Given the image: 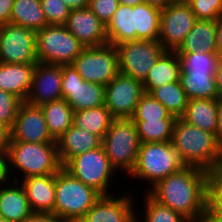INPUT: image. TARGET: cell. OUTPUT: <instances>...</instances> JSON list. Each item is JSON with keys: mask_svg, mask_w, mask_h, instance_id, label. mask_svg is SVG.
Here are the masks:
<instances>
[{"mask_svg": "<svg viewBox=\"0 0 222 222\" xmlns=\"http://www.w3.org/2000/svg\"><path fill=\"white\" fill-rule=\"evenodd\" d=\"M129 222H143L141 219H139L138 214L136 213Z\"/></svg>", "mask_w": 222, "mask_h": 222, "instance_id": "53", "label": "cell"}, {"mask_svg": "<svg viewBox=\"0 0 222 222\" xmlns=\"http://www.w3.org/2000/svg\"><path fill=\"white\" fill-rule=\"evenodd\" d=\"M216 20L197 19L184 41L175 50L176 54L194 51L217 53Z\"/></svg>", "mask_w": 222, "mask_h": 222, "instance_id": "25", "label": "cell"}, {"mask_svg": "<svg viewBox=\"0 0 222 222\" xmlns=\"http://www.w3.org/2000/svg\"><path fill=\"white\" fill-rule=\"evenodd\" d=\"M36 32L20 25L1 26L0 63H37Z\"/></svg>", "mask_w": 222, "mask_h": 222, "instance_id": "13", "label": "cell"}, {"mask_svg": "<svg viewBox=\"0 0 222 222\" xmlns=\"http://www.w3.org/2000/svg\"><path fill=\"white\" fill-rule=\"evenodd\" d=\"M72 65L85 81L102 86H106L120 72L118 51L109 43L84 48Z\"/></svg>", "mask_w": 222, "mask_h": 222, "instance_id": "9", "label": "cell"}, {"mask_svg": "<svg viewBox=\"0 0 222 222\" xmlns=\"http://www.w3.org/2000/svg\"><path fill=\"white\" fill-rule=\"evenodd\" d=\"M106 32L108 43L114 46L122 42L136 40L133 7L120 4L106 25Z\"/></svg>", "mask_w": 222, "mask_h": 222, "instance_id": "27", "label": "cell"}, {"mask_svg": "<svg viewBox=\"0 0 222 222\" xmlns=\"http://www.w3.org/2000/svg\"><path fill=\"white\" fill-rule=\"evenodd\" d=\"M48 25H65L71 9L63 0H40Z\"/></svg>", "mask_w": 222, "mask_h": 222, "instance_id": "38", "label": "cell"}, {"mask_svg": "<svg viewBox=\"0 0 222 222\" xmlns=\"http://www.w3.org/2000/svg\"><path fill=\"white\" fill-rule=\"evenodd\" d=\"M61 90L74 112L105 105V86L85 81L72 64L62 65Z\"/></svg>", "mask_w": 222, "mask_h": 222, "instance_id": "11", "label": "cell"}, {"mask_svg": "<svg viewBox=\"0 0 222 222\" xmlns=\"http://www.w3.org/2000/svg\"><path fill=\"white\" fill-rule=\"evenodd\" d=\"M143 94L142 82L119 72L105 86V106L114 119L131 118Z\"/></svg>", "mask_w": 222, "mask_h": 222, "instance_id": "14", "label": "cell"}, {"mask_svg": "<svg viewBox=\"0 0 222 222\" xmlns=\"http://www.w3.org/2000/svg\"><path fill=\"white\" fill-rule=\"evenodd\" d=\"M214 74L217 91L219 96L222 97V57L218 61Z\"/></svg>", "mask_w": 222, "mask_h": 222, "instance_id": "48", "label": "cell"}, {"mask_svg": "<svg viewBox=\"0 0 222 222\" xmlns=\"http://www.w3.org/2000/svg\"><path fill=\"white\" fill-rule=\"evenodd\" d=\"M40 107L49 133L57 141L73 125L74 111L65 99L52 101Z\"/></svg>", "mask_w": 222, "mask_h": 222, "instance_id": "28", "label": "cell"}, {"mask_svg": "<svg viewBox=\"0 0 222 222\" xmlns=\"http://www.w3.org/2000/svg\"><path fill=\"white\" fill-rule=\"evenodd\" d=\"M113 119L108 108L101 105L74 112L73 125L103 139Z\"/></svg>", "mask_w": 222, "mask_h": 222, "instance_id": "31", "label": "cell"}, {"mask_svg": "<svg viewBox=\"0 0 222 222\" xmlns=\"http://www.w3.org/2000/svg\"><path fill=\"white\" fill-rule=\"evenodd\" d=\"M171 142L185 166L210 172L222 159V146L216 135L190 125L181 118L175 120Z\"/></svg>", "mask_w": 222, "mask_h": 222, "instance_id": "2", "label": "cell"}, {"mask_svg": "<svg viewBox=\"0 0 222 222\" xmlns=\"http://www.w3.org/2000/svg\"><path fill=\"white\" fill-rule=\"evenodd\" d=\"M65 26L85 48L108 44L106 25L88 7L71 10Z\"/></svg>", "mask_w": 222, "mask_h": 222, "instance_id": "18", "label": "cell"}, {"mask_svg": "<svg viewBox=\"0 0 222 222\" xmlns=\"http://www.w3.org/2000/svg\"><path fill=\"white\" fill-rule=\"evenodd\" d=\"M182 62L183 69L192 70H216L221 56L217 53L194 51L186 54H177Z\"/></svg>", "mask_w": 222, "mask_h": 222, "instance_id": "37", "label": "cell"}, {"mask_svg": "<svg viewBox=\"0 0 222 222\" xmlns=\"http://www.w3.org/2000/svg\"><path fill=\"white\" fill-rule=\"evenodd\" d=\"M118 1L122 5L132 6V7L144 2V0H118Z\"/></svg>", "mask_w": 222, "mask_h": 222, "instance_id": "52", "label": "cell"}, {"mask_svg": "<svg viewBox=\"0 0 222 222\" xmlns=\"http://www.w3.org/2000/svg\"><path fill=\"white\" fill-rule=\"evenodd\" d=\"M14 0H0V25L10 23Z\"/></svg>", "mask_w": 222, "mask_h": 222, "instance_id": "43", "label": "cell"}, {"mask_svg": "<svg viewBox=\"0 0 222 222\" xmlns=\"http://www.w3.org/2000/svg\"><path fill=\"white\" fill-rule=\"evenodd\" d=\"M0 222H8L3 217L0 216Z\"/></svg>", "mask_w": 222, "mask_h": 222, "instance_id": "54", "label": "cell"}, {"mask_svg": "<svg viewBox=\"0 0 222 222\" xmlns=\"http://www.w3.org/2000/svg\"><path fill=\"white\" fill-rule=\"evenodd\" d=\"M63 1L71 10H75L88 7L89 0H63Z\"/></svg>", "mask_w": 222, "mask_h": 222, "instance_id": "49", "label": "cell"}, {"mask_svg": "<svg viewBox=\"0 0 222 222\" xmlns=\"http://www.w3.org/2000/svg\"><path fill=\"white\" fill-rule=\"evenodd\" d=\"M216 48L217 54L222 57V15L216 19Z\"/></svg>", "mask_w": 222, "mask_h": 222, "instance_id": "46", "label": "cell"}, {"mask_svg": "<svg viewBox=\"0 0 222 222\" xmlns=\"http://www.w3.org/2000/svg\"><path fill=\"white\" fill-rule=\"evenodd\" d=\"M206 222H222V213H207Z\"/></svg>", "mask_w": 222, "mask_h": 222, "instance_id": "51", "label": "cell"}, {"mask_svg": "<svg viewBox=\"0 0 222 222\" xmlns=\"http://www.w3.org/2000/svg\"><path fill=\"white\" fill-rule=\"evenodd\" d=\"M32 212L52 213L55 206V175L29 176L21 180Z\"/></svg>", "mask_w": 222, "mask_h": 222, "instance_id": "19", "label": "cell"}, {"mask_svg": "<svg viewBox=\"0 0 222 222\" xmlns=\"http://www.w3.org/2000/svg\"><path fill=\"white\" fill-rule=\"evenodd\" d=\"M196 19L216 20L222 15V0H187Z\"/></svg>", "mask_w": 222, "mask_h": 222, "instance_id": "39", "label": "cell"}, {"mask_svg": "<svg viewBox=\"0 0 222 222\" xmlns=\"http://www.w3.org/2000/svg\"><path fill=\"white\" fill-rule=\"evenodd\" d=\"M185 165L180 160L172 142L141 143L134 170L128 176L131 179L148 182L147 192L158 181L181 170ZM137 178V179H136ZM150 182V183H149ZM151 184V185H150Z\"/></svg>", "mask_w": 222, "mask_h": 222, "instance_id": "5", "label": "cell"}, {"mask_svg": "<svg viewBox=\"0 0 222 222\" xmlns=\"http://www.w3.org/2000/svg\"><path fill=\"white\" fill-rule=\"evenodd\" d=\"M209 172L185 166L158 181L147 193L191 222H206Z\"/></svg>", "mask_w": 222, "mask_h": 222, "instance_id": "1", "label": "cell"}, {"mask_svg": "<svg viewBox=\"0 0 222 222\" xmlns=\"http://www.w3.org/2000/svg\"><path fill=\"white\" fill-rule=\"evenodd\" d=\"M133 121L160 120V119H176L164 105L157 101L151 94L144 93L138 104L134 115L131 117Z\"/></svg>", "mask_w": 222, "mask_h": 222, "instance_id": "35", "label": "cell"}, {"mask_svg": "<svg viewBox=\"0 0 222 222\" xmlns=\"http://www.w3.org/2000/svg\"><path fill=\"white\" fill-rule=\"evenodd\" d=\"M120 3L118 0H89L88 8L105 25L109 23Z\"/></svg>", "mask_w": 222, "mask_h": 222, "instance_id": "41", "label": "cell"}, {"mask_svg": "<svg viewBox=\"0 0 222 222\" xmlns=\"http://www.w3.org/2000/svg\"><path fill=\"white\" fill-rule=\"evenodd\" d=\"M7 153L9 173H11L10 176L15 175V178H12L14 181L20 182L29 176L55 175L62 168L58 157L57 142L10 141ZM17 176L19 177L16 178Z\"/></svg>", "mask_w": 222, "mask_h": 222, "instance_id": "3", "label": "cell"}, {"mask_svg": "<svg viewBox=\"0 0 222 222\" xmlns=\"http://www.w3.org/2000/svg\"><path fill=\"white\" fill-rule=\"evenodd\" d=\"M150 94L176 118H181L184 114L189 100L180 81L158 87Z\"/></svg>", "mask_w": 222, "mask_h": 222, "instance_id": "32", "label": "cell"}, {"mask_svg": "<svg viewBox=\"0 0 222 222\" xmlns=\"http://www.w3.org/2000/svg\"><path fill=\"white\" fill-rule=\"evenodd\" d=\"M174 2H177V1H187V0H173Z\"/></svg>", "mask_w": 222, "mask_h": 222, "instance_id": "55", "label": "cell"}, {"mask_svg": "<svg viewBox=\"0 0 222 222\" xmlns=\"http://www.w3.org/2000/svg\"><path fill=\"white\" fill-rule=\"evenodd\" d=\"M141 142L131 118L113 119L102 139L111 166L127 177L134 170Z\"/></svg>", "mask_w": 222, "mask_h": 222, "instance_id": "6", "label": "cell"}, {"mask_svg": "<svg viewBox=\"0 0 222 222\" xmlns=\"http://www.w3.org/2000/svg\"><path fill=\"white\" fill-rule=\"evenodd\" d=\"M37 63H0V89L25 101L31 88Z\"/></svg>", "mask_w": 222, "mask_h": 222, "instance_id": "22", "label": "cell"}, {"mask_svg": "<svg viewBox=\"0 0 222 222\" xmlns=\"http://www.w3.org/2000/svg\"><path fill=\"white\" fill-rule=\"evenodd\" d=\"M23 185L11 180L0 187V216L8 222H24L31 214Z\"/></svg>", "mask_w": 222, "mask_h": 222, "instance_id": "20", "label": "cell"}, {"mask_svg": "<svg viewBox=\"0 0 222 222\" xmlns=\"http://www.w3.org/2000/svg\"><path fill=\"white\" fill-rule=\"evenodd\" d=\"M175 120L176 119L134 121L140 142L171 141Z\"/></svg>", "mask_w": 222, "mask_h": 222, "instance_id": "33", "label": "cell"}, {"mask_svg": "<svg viewBox=\"0 0 222 222\" xmlns=\"http://www.w3.org/2000/svg\"><path fill=\"white\" fill-rule=\"evenodd\" d=\"M127 193L101 196L80 222H129L137 213V206Z\"/></svg>", "mask_w": 222, "mask_h": 222, "instance_id": "17", "label": "cell"}, {"mask_svg": "<svg viewBox=\"0 0 222 222\" xmlns=\"http://www.w3.org/2000/svg\"><path fill=\"white\" fill-rule=\"evenodd\" d=\"M10 145V128L0 124V152H8Z\"/></svg>", "mask_w": 222, "mask_h": 222, "instance_id": "45", "label": "cell"}, {"mask_svg": "<svg viewBox=\"0 0 222 222\" xmlns=\"http://www.w3.org/2000/svg\"><path fill=\"white\" fill-rule=\"evenodd\" d=\"M23 101L14 94L0 89V124L11 128Z\"/></svg>", "mask_w": 222, "mask_h": 222, "instance_id": "40", "label": "cell"}, {"mask_svg": "<svg viewBox=\"0 0 222 222\" xmlns=\"http://www.w3.org/2000/svg\"><path fill=\"white\" fill-rule=\"evenodd\" d=\"M56 142L62 167L73 157L102 145V139L99 136L74 125L68 128Z\"/></svg>", "mask_w": 222, "mask_h": 222, "instance_id": "21", "label": "cell"}, {"mask_svg": "<svg viewBox=\"0 0 222 222\" xmlns=\"http://www.w3.org/2000/svg\"><path fill=\"white\" fill-rule=\"evenodd\" d=\"M12 180L9 173L8 153L0 152V187Z\"/></svg>", "mask_w": 222, "mask_h": 222, "instance_id": "42", "label": "cell"}, {"mask_svg": "<svg viewBox=\"0 0 222 222\" xmlns=\"http://www.w3.org/2000/svg\"><path fill=\"white\" fill-rule=\"evenodd\" d=\"M186 1H177L161 9L158 41L165 50L175 51L196 22Z\"/></svg>", "mask_w": 222, "mask_h": 222, "instance_id": "12", "label": "cell"}, {"mask_svg": "<svg viewBox=\"0 0 222 222\" xmlns=\"http://www.w3.org/2000/svg\"><path fill=\"white\" fill-rule=\"evenodd\" d=\"M136 40H158L161 9L142 2L133 6Z\"/></svg>", "mask_w": 222, "mask_h": 222, "instance_id": "30", "label": "cell"}, {"mask_svg": "<svg viewBox=\"0 0 222 222\" xmlns=\"http://www.w3.org/2000/svg\"><path fill=\"white\" fill-rule=\"evenodd\" d=\"M120 73L143 82L166 51L158 40H133L116 45Z\"/></svg>", "mask_w": 222, "mask_h": 222, "instance_id": "10", "label": "cell"}, {"mask_svg": "<svg viewBox=\"0 0 222 222\" xmlns=\"http://www.w3.org/2000/svg\"><path fill=\"white\" fill-rule=\"evenodd\" d=\"M181 69L182 62L180 57L175 51L166 50L142 82L144 93L150 94L158 87L179 81Z\"/></svg>", "mask_w": 222, "mask_h": 222, "instance_id": "23", "label": "cell"}, {"mask_svg": "<svg viewBox=\"0 0 222 222\" xmlns=\"http://www.w3.org/2000/svg\"><path fill=\"white\" fill-rule=\"evenodd\" d=\"M62 65L37 62L31 88L25 102L33 106L57 101L62 98Z\"/></svg>", "mask_w": 222, "mask_h": 222, "instance_id": "16", "label": "cell"}, {"mask_svg": "<svg viewBox=\"0 0 222 222\" xmlns=\"http://www.w3.org/2000/svg\"><path fill=\"white\" fill-rule=\"evenodd\" d=\"M218 99H191L181 119L203 131L216 134Z\"/></svg>", "mask_w": 222, "mask_h": 222, "instance_id": "26", "label": "cell"}, {"mask_svg": "<svg viewBox=\"0 0 222 222\" xmlns=\"http://www.w3.org/2000/svg\"><path fill=\"white\" fill-rule=\"evenodd\" d=\"M54 215L64 222H80L101 195L63 167L55 174Z\"/></svg>", "mask_w": 222, "mask_h": 222, "instance_id": "4", "label": "cell"}, {"mask_svg": "<svg viewBox=\"0 0 222 222\" xmlns=\"http://www.w3.org/2000/svg\"><path fill=\"white\" fill-rule=\"evenodd\" d=\"M84 48L65 25H47L36 32V56L39 63L72 64Z\"/></svg>", "mask_w": 222, "mask_h": 222, "instance_id": "8", "label": "cell"}, {"mask_svg": "<svg viewBox=\"0 0 222 222\" xmlns=\"http://www.w3.org/2000/svg\"><path fill=\"white\" fill-rule=\"evenodd\" d=\"M218 121H217V131L216 138L218 143L222 146V97L218 98Z\"/></svg>", "mask_w": 222, "mask_h": 222, "instance_id": "47", "label": "cell"}, {"mask_svg": "<svg viewBox=\"0 0 222 222\" xmlns=\"http://www.w3.org/2000/svg\"><path fill=\"white\" fill-rule=\"evenodd\" d=\"M10 141L48 143L56 142L49 133L46 120L39 106L23 101L10 128Z\"/></svg>", "mask_w": 222, "mask_h": 222, "instance_id": "15", "label": "cell"}, {"mask_svg": "<svg viewBox=\"0 0 222 222\" xmlns=\"http://www.w3.org/2000/svg\"><path fill=\"white\" fill-rule=\"evenodd\" d=\"M24 222H64L52 213L33 212Z\"/></svg>", "mask_w": 222, "mask_h": 222, "instance_id": "44", "label": "cell"}, {"mask_svg": "<svg viewBox=\"0 0 222 222\" xmlns=\"http://www.w3.org/2000/svg\"><path fill=\"white\" fill-rule=\"evenodd\" d=\"M148 5L155 6L159 9L166 8L169 4L173 3V0H144Z\"/></svg>", "mask_w": 222, "mask_h": 222, "instance_id": "50", "label": "cell"}, {"mask_svg": "<svg viewBox=\"0 0 222 222\" xmlns=\"http://www.w3.org/2000/svg\"><path fill=\"white\" fill-rule=\"evenodd\" d=\"M143 195V215L141 212L138 213L143 222H191L178 212L157 202L147 192Z\"/></svg>", "mask_w": 222, "mask_h": 222, "instance_id": "34", "label": "cell"}, {"mask_svg": "<svg viewBox=\"0 0 222 222\" xmlns=\"http://www.w3.org/2000/svg\"><path fill=\"white\" fill-rule=\"evenodd\" d=\"M207 213H222V159L208 175Z\"/></svg>", "mask_w": 222, "mask_h": 222, "instance_id": "36", "label": "cell"}, {"mask_svg": "<svg viewBox=\"0 0 222 222\" xmlns=\"http://www.w3.org/2000/svg\"><path fill=\"white\" fill-rule=\"evenodd\" d=\"M214 72L215 70L181 69L179 81L189 100L220 98Z\"/></svg>", "mask_w": 222, "mask_h": 222, "instance_id": "24", "label": "cell"}, {"mask_svg": "<svg viewBox=\"0 0 222 222\" xmlns=\"http://www.w3.org/2000/svg\"><path fill=\"white\" fill-rule=\"evenodd\" d=\"M10 23L35 32L48 25L40 0H14Z\"/></svg>", "mask_w": 222, "mask_h": 222, "instance_id": "29", "label": "cell"}, {"mask_svg": "<svg viewBox=\"0 0 222 222\" xmlns=\"http://www.w3.org/2000/svg\"><path fill=\"white\" fill-rule=\"evenodd\" d=\"M63 168L101 196L112 195L115 192L110 189L111 184L114 185L117 171L111 166L102 145L73 157Z\"/></svg>", "mask_w": 222, "mask_h": 222, "instance_id": "7", "label": "cell"}]
</instances>
